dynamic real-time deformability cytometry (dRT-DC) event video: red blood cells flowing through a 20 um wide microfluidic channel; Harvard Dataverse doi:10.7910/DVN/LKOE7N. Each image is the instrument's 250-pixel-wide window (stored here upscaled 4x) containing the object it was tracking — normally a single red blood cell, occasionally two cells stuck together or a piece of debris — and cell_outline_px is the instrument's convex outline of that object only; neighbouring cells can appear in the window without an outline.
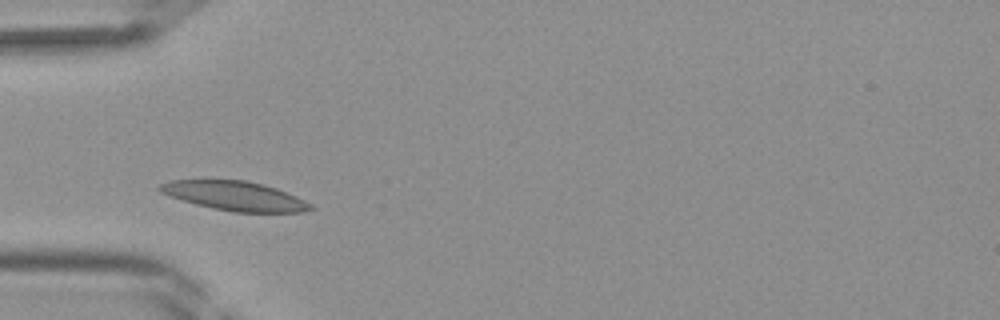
{"species": "Egyptian fruit bat (a non-hibernating species)", "species_latin": "Rousettus aegyptiacus", "temperature_condition": "room temperature", "stored_images_in_passage": 30, "camera_frame_rate_fps": 3000, "um_per_image_px": 0.085, "frame": {"image": 1, "passage_image": 1, "time_ms": 0.0, "image_size_px": [1000, 320], "cell_outline_px": [[316, 208], [304, 212], [232, 212], [212, 208], [196, 204], [160, 192], [156, 188], [160, 184], [168, 180], [244, 180], [264, 184], [276, 188], [296, 196], [312, 204]], "centroid_in_image_um": [19.98, 16.65], "position_along_channel_um": 65.0, "area_um2": 25.66}}
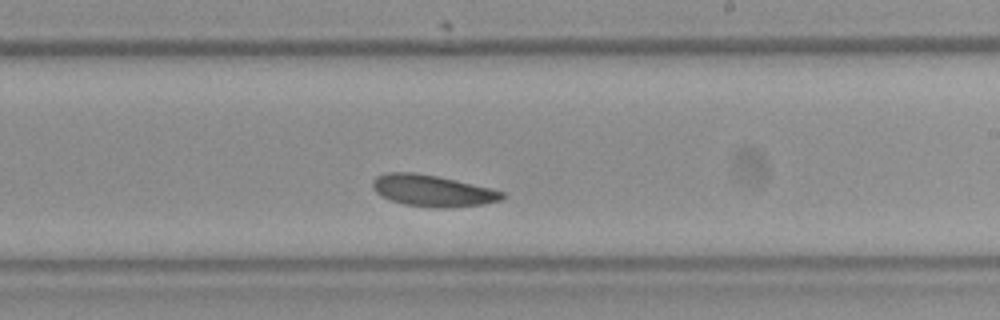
{"frame": {"image": 2, "passage_image": 13, "time_ms": 4.0, "image_size_px": [1000, 320], "cell_outline_px": [[504, 196], [500, 200], [484, 204], [444, 208], [440, 208], [404, 204], [380, 196], [372, 188], [372, 180], [376, 176], [388, 172], [412, 172], [436, 176], [456, 180], [492, 188], [504, 192]], "centroid_in_image_um": [36.74, 16.2], "position_along_channel_um": 252.3, "area_um2": 23.7}}
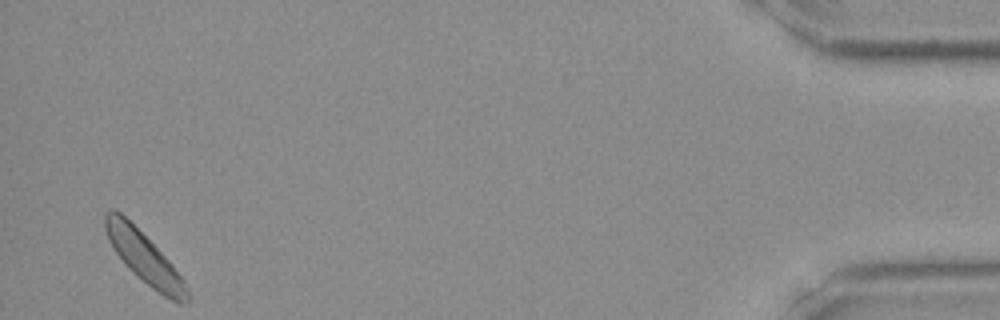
{"frame": {"image": 3, "passage_image": 29, "time_ms": 9.333, "image_size_px": [1000, 320], "cell_outline_px": [[188, 304], [180, 304], [164, 296], [152, 288], [132, 272], [124, 264], [108, 240], [104, 228], [104, 212], [112, 208], [120, 212], [172, 264], [184, 280], [188, 292]], "centroid_in_image_um": [12.24, 21.91], "position_along_channel_um": 423.0, "area_um2": 23.87}}